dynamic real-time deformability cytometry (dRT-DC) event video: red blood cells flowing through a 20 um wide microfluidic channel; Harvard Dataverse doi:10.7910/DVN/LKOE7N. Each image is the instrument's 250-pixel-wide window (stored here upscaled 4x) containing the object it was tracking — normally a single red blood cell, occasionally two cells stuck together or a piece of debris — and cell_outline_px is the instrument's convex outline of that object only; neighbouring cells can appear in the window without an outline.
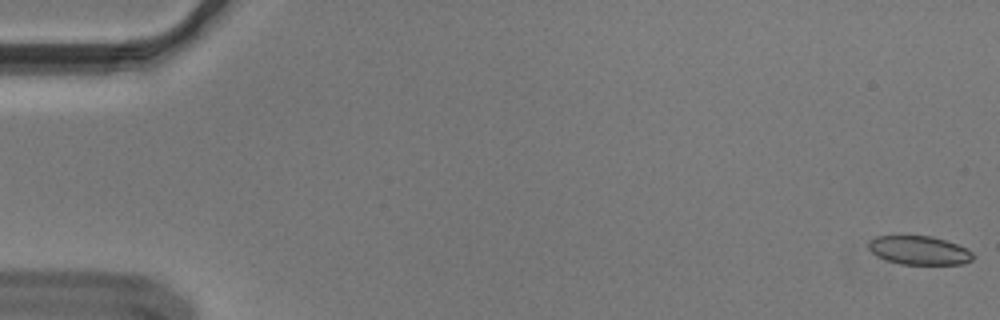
{"species": "Egyptian fruit bat (a non-hibernating species)", "species_latin": "Rousettus aegyptiacus", "temperature_condition": "cold", "stored_images_in_passage": 56, "camera_frame_rate_fps": 3000, "um_per_image_px": 0.085, "animal": {"sex": "male"}, "frame": {"image": 1, "passage_image": 1, "time_ms": 0.0, "image_size_px": [1000, 320], "cell_outline_px": [[972, 260], [964, 264], [900, 264], [876, 256], [868, 248], [868, 240], [876, 236], [932, 236], [968, 248], [972, 252]], "centroid_in_image_um": [78.11, 21.28], "position_along_channel_um": 6.9, "area_um2": 17.46}}
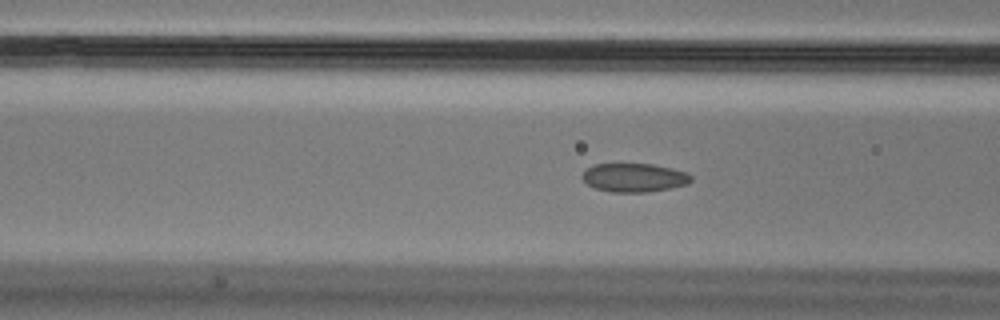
{"frame": {"image": 2, "passage_image": 22, "time_ms": 7.0, "image_size_px": [1000, 320], "cell_outline_px": [[692, 180], [688, 184], [668, 188], [644, 192], [612, 192], [596, 188], [588, 184], [580, 176], [592, 164], [652, 164], [672, 168], [684, 172], [692, 176]], "centroid_in_image_um": [53.89, 15.09], "position_along_channel_um": 112.7, "area_um2": 17.98}}
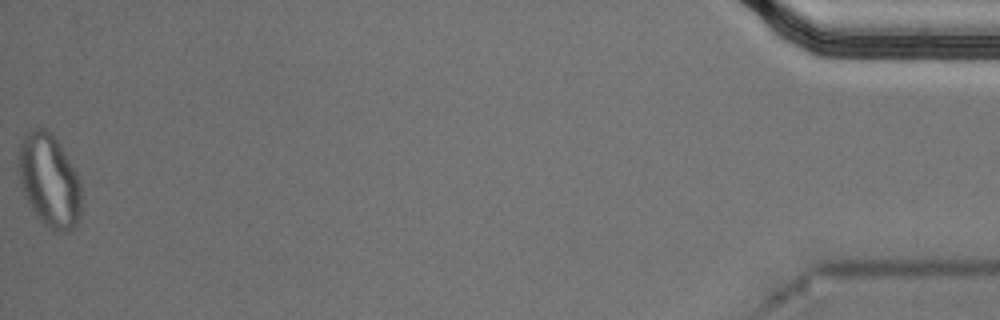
{"frame": {"image": 3, "passage_image": 56, "time_ms": 18.333, "image_size_px": [1000, 320], "cell_outline_px": [[80, 220], [76, 228], [68, 232], [60, 232], [44, 224], [36, 216], [28, 204], [24, 196], [16, 172], [16, 160], [20, 140], [24, 132], [32, 128], [48, 128], [52, 132], [60, 144], [76, 172], [80, 180]], "centroid_in_image_um": [4.13, 15.31], "position_along_channel_um": 431.1, "area_um2": 35.14}, "authors_computed_cell_mechanics": {"area_um2": 18.9873, "velocity_mm_per_s": 3.6304, "shape_relaxation_time_tau1_ms": null, "shape_relaxation_time_tau2_ms": 1.511, "deformation_change_tau1": null, "deformation_change_tau2": 0.0536}}